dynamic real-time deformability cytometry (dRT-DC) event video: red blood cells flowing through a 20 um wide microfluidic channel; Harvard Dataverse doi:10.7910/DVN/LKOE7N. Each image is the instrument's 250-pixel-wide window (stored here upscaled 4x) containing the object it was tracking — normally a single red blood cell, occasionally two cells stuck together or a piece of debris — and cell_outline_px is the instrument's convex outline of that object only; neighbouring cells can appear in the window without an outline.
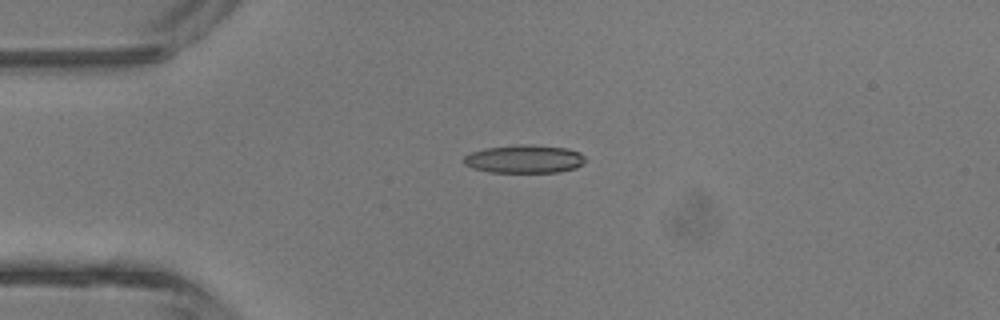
{"species": "common noctule bat (a hibernating species)", "species_latin": "Nyctalus noctula", "temperature_condition": "room temperature", "stored_images_in_passage": 4, "camera_frame_rate_fps": 3000, "um_per_image_px": 0.085, "animal": {"sex": "male", "body_mass_g": 13.3}, "frame": {"image": 1, "passage_image": 3, "time_ms": 3.333, "image_size_px": [1000, 320], "cell_outline_px": [[584, 164], [576, 168], [560, 172], [488, 172], [472, 168], [464, 164], [464, 156], [472, 152], [484, 148], [520, 144], [524, 144], [568, 148], [580, 152], [584, 156]], "centroid_in_image_um": [44.58, 13.52], "position_along_channel_um": 40.4, "area_um2": 20.06}}